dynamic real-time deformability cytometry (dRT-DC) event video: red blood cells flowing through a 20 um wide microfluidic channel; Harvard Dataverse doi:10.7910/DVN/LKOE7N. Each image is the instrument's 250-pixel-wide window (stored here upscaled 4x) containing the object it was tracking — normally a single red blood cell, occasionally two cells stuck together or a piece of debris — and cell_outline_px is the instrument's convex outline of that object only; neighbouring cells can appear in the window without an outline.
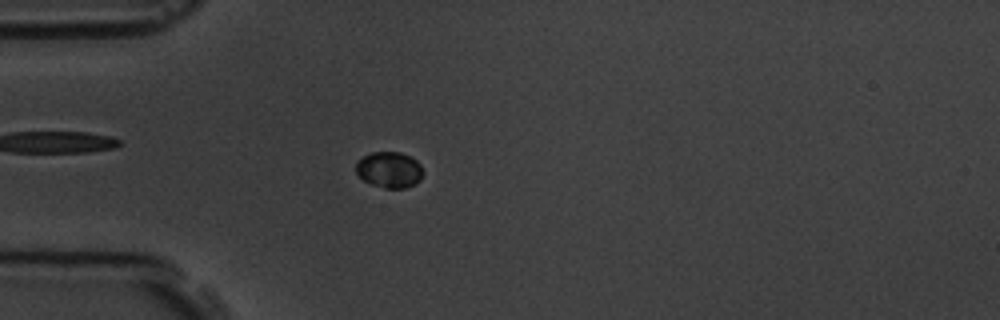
{"species": "common noctule bat (a hibernating species)", "species_latin": "Nyctalus noctula", "temperature_condition": "room temperature", "stored_images_in_passage": 6, "camera_frame_rate_fps": 3000, "um_per_image_px": 0.085, "animal": {"sex": "male", "body_mass_g": 19.5, "forearm_length_mm": 54.6}, "frame": {"image": 1, "passage_image": 5, "time_ms": 4.333, "image_size_px": [1000, 320], "cell_outline_px": [[424, 172], [420, 180], [404, 188], [384, 188], [372, 184], [364, 180], [356, 172], [356, 160], [372, 152], [400, 152], [416, 160], [420, 164]], "centroid_in_image_um": [33.09, 14.42], "position_along_channel_um": 51.9, "area_um2": 13.99}}